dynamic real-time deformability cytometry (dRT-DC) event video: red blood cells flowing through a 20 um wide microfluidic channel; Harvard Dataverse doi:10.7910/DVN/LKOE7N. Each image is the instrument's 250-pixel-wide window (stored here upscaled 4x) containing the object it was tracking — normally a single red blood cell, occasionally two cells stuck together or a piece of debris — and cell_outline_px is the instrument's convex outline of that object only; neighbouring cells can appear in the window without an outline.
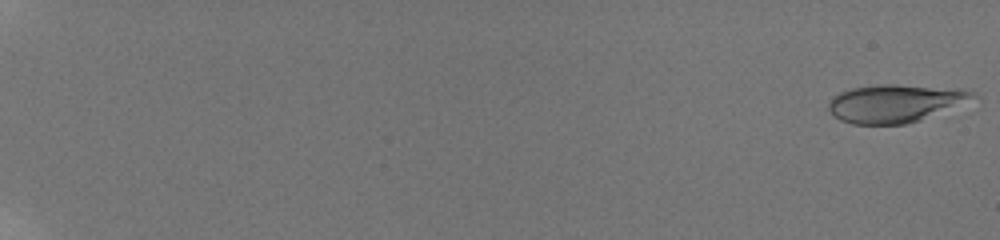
{"species": "human", "species_latin": "Homo sapiens", "temperature_condition": "room temperature", "stored_images_in_passage": 72, "camera_frame_rate_fps": 3000, "um_per_image_px": 0.085, "donor": {"sex": "male"}, "frame": {"image": 1, "passage_image": 1, "time_ms": 0.0, "image_size_px": [1000, 240], "cell_outline_px": [[980, 96], [920, 120], [904, 124], [852, 124], [840, 120], [832, 116], [828, 108], [828, 100], [832, 96], [840, 92], [852, 88], [880, 84], [896, 84], [964, 88], [976, 92]], "centroid_in_image_um": [76.08, 8.76], "position_along_channel_um": 8.9, "area_um2": 32.19}}
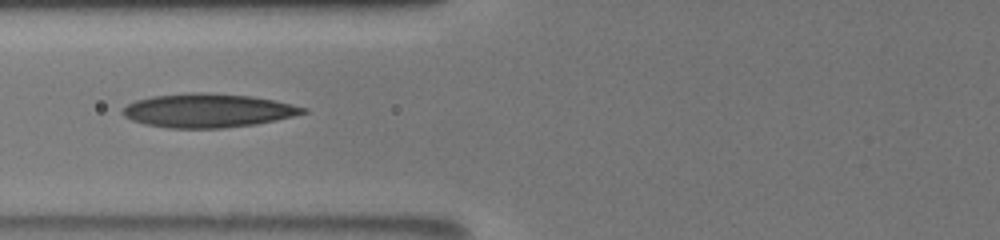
{"frame": {"image": 2, "passage_image": 39, "time_ms": 9.0, "image_size_px": [1000, 240], "cell_outline_px": [[308, 112], [276, 120], [256, 124], [224, 128], [168, 128], [144, 124], [132, 120], [124, 116], [120, 112], [128, 104], [136, 100], [152, 96], [188, 92], [208, 92], [252, 96], [272, 100], [308, 108]], "centroid_in_image_um": [17.65, 9.39], "position_along_channel_um": 108.2, "area_um2": 35.6}}
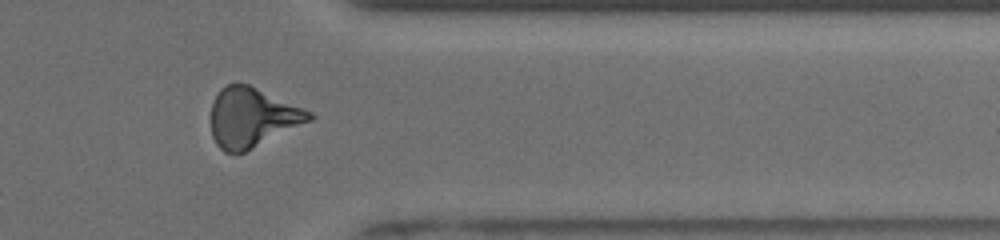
{"frame": {"image": 3, "passage_image": 62, "time_ms": 16.333, "image_size_px": [1000, 240], "cell_outline_px": [[316, 116], [312, 120], [244, 152], [224, 152], [216, 144], [212, 136], [212, 100], [220, 88], [236, 80], [248, 84], [312, 112]], "centroid_in_image_um": [21.41, 9.95], "position_along_channel_um": 390.0, "area_um2": 33.93}, "authors_computed_cell_mechanics": {"area_um2": 32.368, "velocity_mm_per_s": 3.88, "shape_relaxation_time_tau1_ms": null, "shape_relaxation_time_tau2_ms": 2.7475, "deformation_change_tau1": null, "deformation_change_tau2": 0.1257}}